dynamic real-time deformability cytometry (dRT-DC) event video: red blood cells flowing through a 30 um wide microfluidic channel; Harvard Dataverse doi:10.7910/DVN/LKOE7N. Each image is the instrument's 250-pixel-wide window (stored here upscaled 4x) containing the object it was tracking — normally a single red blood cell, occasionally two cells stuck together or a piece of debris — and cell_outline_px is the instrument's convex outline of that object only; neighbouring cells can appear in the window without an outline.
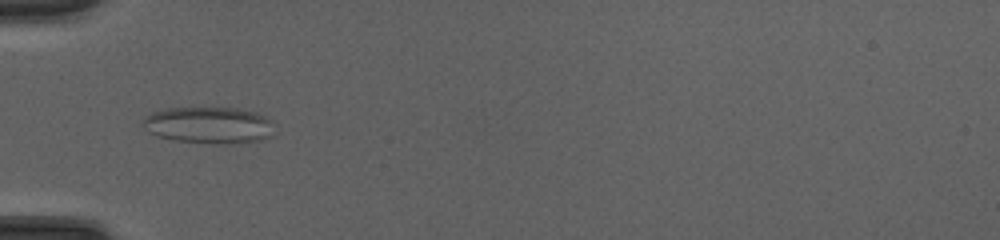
{"species": "common noctule bat (a hibernating species)", "species_latin": "Nyctalus noctula", "temperature_condition": "cold", "stored_images_in_passage": 39, "camera_frame_rate_fps": 3000, "um_per_image_px": 0.085, "animal": {"sex": "female", "body_mass_g": 20.0, "forearm_length_mm": 54.0}, "frame": {"image": 1, "passage_image": 7, "time_ms": 2.0, "image_size_px": [1000, 240], "cell_outline_px": [[272, 136], [256, 140], [216, 144], [172, 140], [156, 136], [148, 132], [144, 124], [144, 120], [152, 112], [164, 108], [236, 108], [256, 112], [264, 116], [268, 120]], "centroid_in_image_um": [17.68, 10.63], "position_along_channel_um": 67.3, "area_um2": 27.51}}
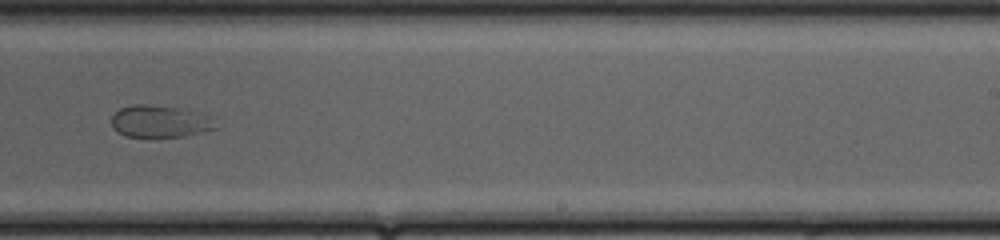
{"frame": {"image": 2, "passage_image": 22, "time_ms": 7.0, "image_size_px": [1000, 240], "cell_outline_px": [[216, 128], [200, 132], [180, 136], [124, 136], [112, 128], [112, 116], [120, 108], [132, 104], [148, 104], [180, 108], [200, 112], [208, 116]], "centroid_in_image_um": [13.53, 10.29], "position_along_channel_um": 275.5, "area_um2": 19.13}}
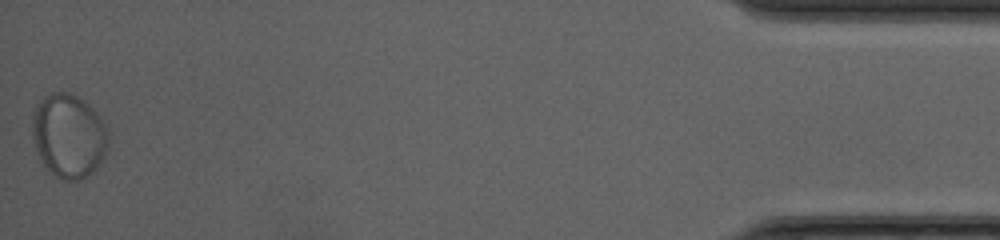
{"frame": {"image": 3, "passage_image": 39, "time_ms": 12.667, "image_size_px": [1000, 240], "cell_outline_px": [[108, 144], [104, 156], [92, 172], [88, 176], [80, 180], [64, 180], [56, 176], [44, 164], [36, 152], [32, 136], [32, 116], [36, 104], [44, 96], [52, 92], [68, 92], [84, 100], [100, 116], [108, 128]], "centroid_in_image_um": [5.83, 11.52], "position_along_channel_um": 429.4, "area_um2": 37.34}}